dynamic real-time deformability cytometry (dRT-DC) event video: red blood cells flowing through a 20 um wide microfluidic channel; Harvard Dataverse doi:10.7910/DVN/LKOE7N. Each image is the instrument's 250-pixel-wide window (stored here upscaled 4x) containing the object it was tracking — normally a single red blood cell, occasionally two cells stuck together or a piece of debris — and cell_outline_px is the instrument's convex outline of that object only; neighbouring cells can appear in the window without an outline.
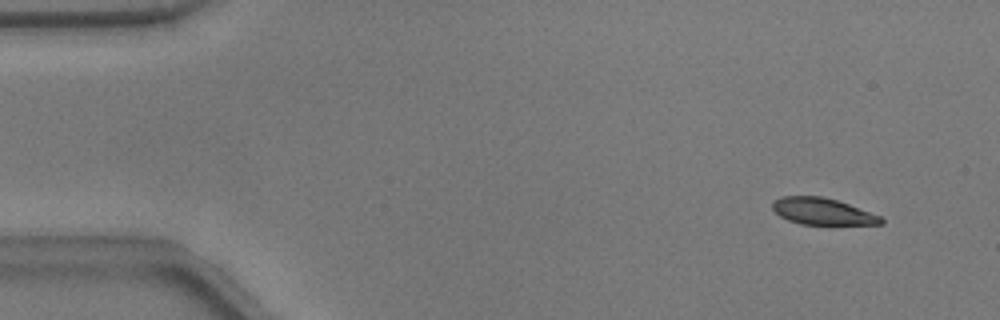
{"species": "common noctule bat (a hibernating species)", "species_latin": "Nyctalus noctula", "temperature_condition": "warm", "stored_images_in_passage": 52, "camera_frame_rate_fps": 3000, "um_per_image_px": 0.085, "animal": {"sex": "male", "body_mass_g": 17.9}, "frame": {"image": 1, "passage_image": 2, "time_ms": 0.333, "image_size_px": [1000, 320], "cell_outline_px": [[884, 224], [800, 224], [788, 220], [780, 216], [772, 208], [772, 200], [780, 196], [820, 196], [836, 200], [848, 204], [880, 216], [884, 220]], "centroid_in_image_um": [69.86, 17.96], "position_along_channel_um": 15.1, "area_um2": 16.7}}
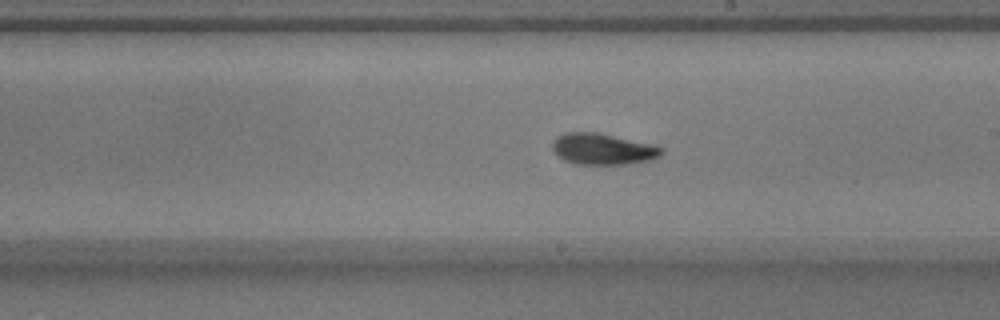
{"frame": {"image": 2, "passage_image": 28, "time_ms": 9.0, "image_size_px": [1000, 320], "cell_outline_px": [[664, 152], [660, 156], [652, 160], [624, 164], [576, 164], [564, 160], [552, 148], [552, 144], [556, 136], [564, 132], [600, 132], [664, 148]], "centroid_in_image_um": [51.23, 12.66], "position_along_channel_um": 237.8, "area_um2": 19.77}}
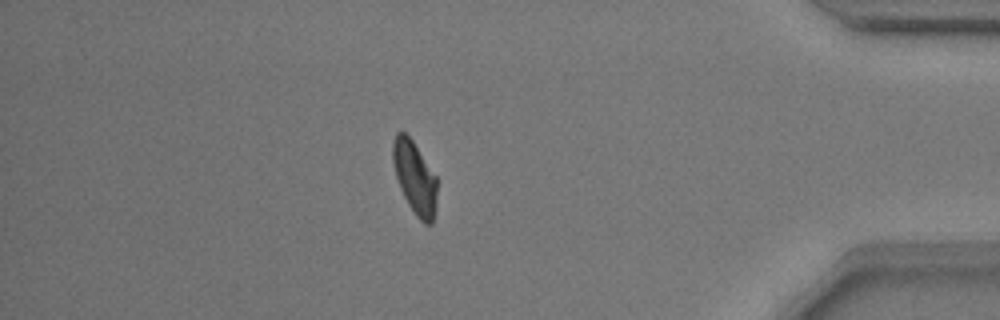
{"frame": {"image": 3, "passage_image": 44, "time_ms": 14.333, "image_size_px": [1000, 320], "cell_outline_px": [[436, 208], [432, 224], [424, 224], [416, 216], [408, 204], [400, 188], [396, 176], [392, 160], [392, 144], [396, 132], [404, 132], [412, 140], [436, 176]], "centroid_in_image_um": [35.25, 15.11], "position_along_channel_um": 400.0, "area_um2": 18.61}, "authors_computed_cell_mechanics": {"area_um2": 18.9006, "velocity_mm_per_s": 3.7699, "shape_relaxation_time_tau1_ms": 3.4002, "shape_relaxation_time_tau2_ms": 2.2094, "deformation_change_tau1": 0.1403, "deformation_change_tau2": 0.0834}}